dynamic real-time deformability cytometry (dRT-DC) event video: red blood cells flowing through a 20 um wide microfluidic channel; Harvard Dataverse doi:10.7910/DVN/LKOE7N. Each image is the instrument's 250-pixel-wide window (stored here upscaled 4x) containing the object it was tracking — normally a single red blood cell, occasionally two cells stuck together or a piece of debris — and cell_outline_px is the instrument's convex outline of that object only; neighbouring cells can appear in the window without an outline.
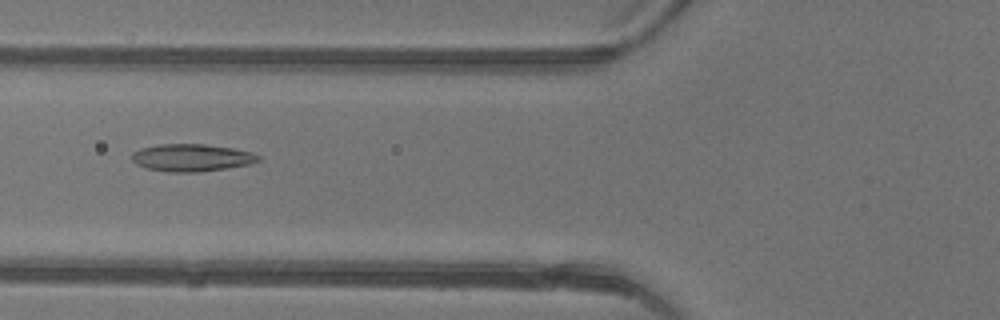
{"species": "common noctule bat (a hibernating species)", "species_latin": "Nyctalus noctula", "temperature_condition": "warm", "stored_images_in_passage": 47, "camera_frame_rate_fps": 3000, "um_per_image_px": 0.085, "animal": {"sex": "female"}, "frame": {"image": 1, "passage_image": 19, "time_ms": 6.0, "image_size_px": [1000, 320], "cell_outline_px": [[260, 160], [248, 164], [224, 168], [196, 172], [168, 172], [144, 168], [136, 164], [132, 160], [132, 152], [140, 148], [160, 144], [204, 144], [232, 148], [252, 152], [260, 156]], "centroid_in_image_um": [16.24, 13.4], "position_along_channel_um": 109.6, "area_um2": 20.11}}
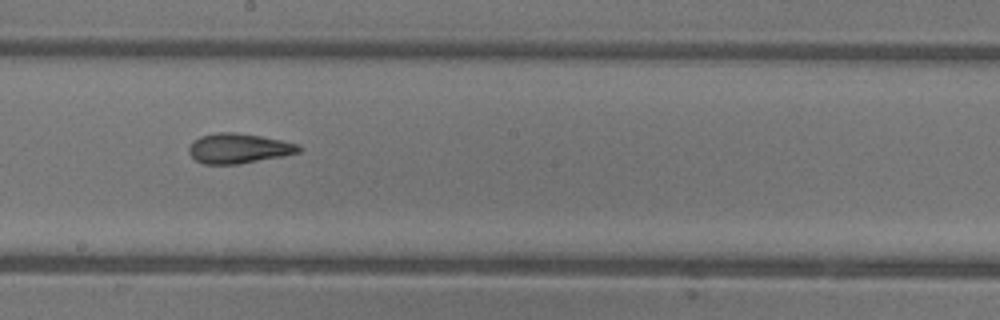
{"frame": {"image": 2, "passage_image": 27, "time_ms": 8.667, "image_size_px": [1000, 320], "cell_outline_px": [[304, 148], [300, 152], [284, 156], [236, 164], [204, 164], [196, 160], [188, 152], [188, 148], [192, 140], [200, 136], [216, 132], [236, 132], [260, 136], [280, 140], [296, 144]], "centroid_in_image_um": [20.26, 12.6], "position_along_channel_um": 227.9, "area_um2": 19.19}}
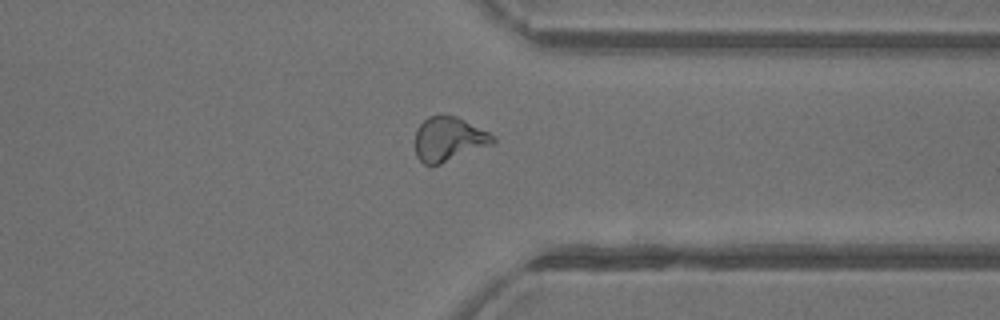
{"frame": {"image": 3, "passage_image": 37, "time_ms": 12.0, "image_size_px": [1000, 320], "cell_outline_px": [[496, 140], [492, 144], [432, 168], [424, 164], [416, 156], [416, 128], [428, 116], [456, 116], [496, 136]], "centroid_in_image_um": [38.13, 11.86], "position_along_channel_um": 373.3, "area_um2": 20.11}, "authors_computed_cell_mechanics": {"area_um2": 20.2878, "velocity_mm_per_s": 4.4332, "shape_relaxation_time_tau1_ms": null, "shape_relaxation_time_tau2_ms": 1.8257, "deformation_change_tau1": null, "deformation_change_tau2": 0.0903}}